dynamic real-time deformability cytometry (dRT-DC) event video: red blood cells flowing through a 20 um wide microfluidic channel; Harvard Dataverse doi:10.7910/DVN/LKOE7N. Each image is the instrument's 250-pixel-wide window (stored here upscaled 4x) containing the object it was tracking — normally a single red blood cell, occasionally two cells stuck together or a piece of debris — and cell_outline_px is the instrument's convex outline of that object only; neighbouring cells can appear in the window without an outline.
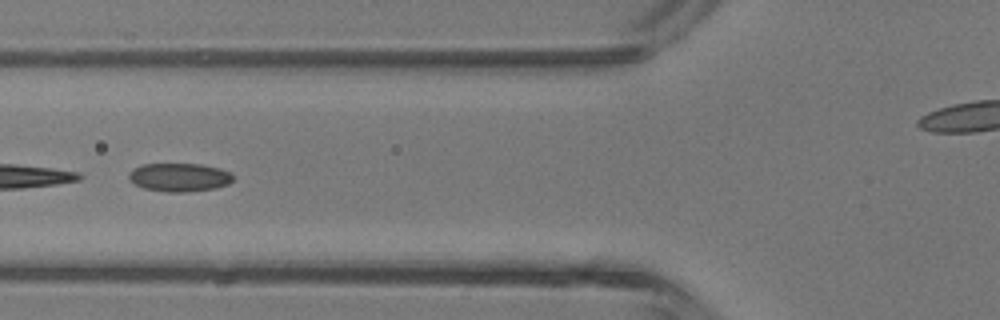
{"species": "common noctule bat (a hibernating species)", "species_latin": "Nyctalus noctula", "temperature_condition": "room temperature", "stored_images_in_passage": 4, "camera_frame_rate_fps": 3000, "um_per_image_px": 0.085, "animal": {"sex": "male", "body_mass_g": 13.3}, "frame": {"image": 1, "passage_image": 4, "time_ms": 3.333, "image_size_px": [1000, 320], "cell_outline_px": [[232, 180], [228, 184], [216, 188], [188, 192], [164, 192], [144, 188], [128, 180], [128, 172], [132, 168], [140, 164], [200, 164], [220, 168], [232, 172]], "centroid_in_image_um": [15.22, 15.07], "position_along_channel_um": 110.6, "area_um2": 17.51}}